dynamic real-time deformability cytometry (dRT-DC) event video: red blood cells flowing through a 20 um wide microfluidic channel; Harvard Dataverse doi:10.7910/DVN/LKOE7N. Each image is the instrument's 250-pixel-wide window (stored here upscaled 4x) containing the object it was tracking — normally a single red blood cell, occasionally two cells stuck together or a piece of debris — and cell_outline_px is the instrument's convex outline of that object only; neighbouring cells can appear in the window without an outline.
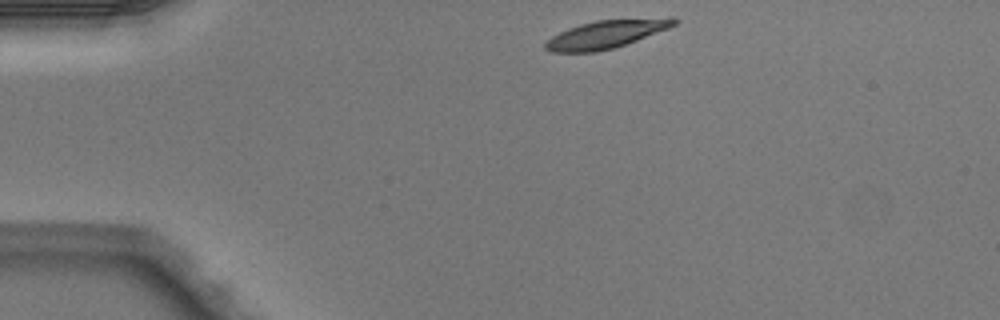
{"species": "Egyptian fruit bat (a non-hibernating species)", "species_latin": "Rousettus aegyptiacus", "temperature_condition": "warm", "stored_images_in_passage": 41, "camera_frame_rate_fps": 3000, "um_per_image_px": 0.085, "animal": {"sex": "male"}, "frame": {"image": 1, "passage_image": 1, "time_ms": 0.0, "image_size_px": [1000, 320], "cell_outline_px": [[680, 20], [676, 24], [668, 28], [636, 40], [612, 48], [596, 52], [548, 52], [544, 48], [544, 44], [552, 36], [568, 28], [580, 24], [596, 20], [672, 16], [676, 16]], "centroid_in_image_um": [51.57, 2.88], "position_along_channel_um": 33.4, "area_um2": 21.21}}
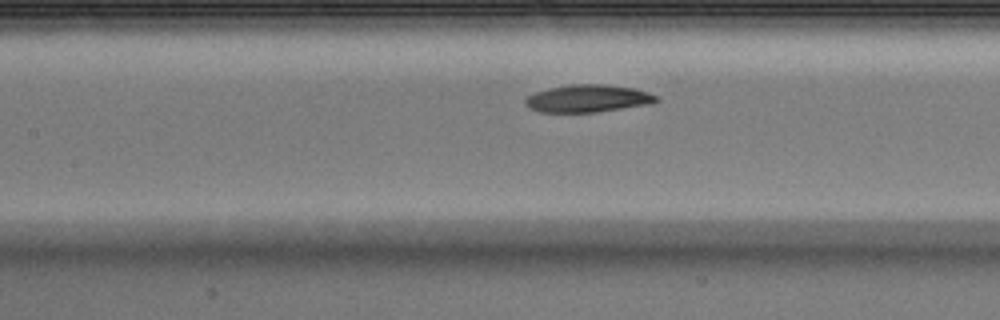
{"frame": {"image": 2, "passage_image": 14, "time_ms": 4.333, "image_size_px": [1000, 320], "cell_outline_px": [[660, 100], [652, 104], [596, 112], [540, 112], [524, 104], [524, 100], [528, 96], [536, 92], [548, 88], [568, 84], [604, 84], [632, 88], [648, 92], [660, 96]], "centroid_in_image_um": [50.01, 8.37], "position_along_channel_um": 157.4, "area_um2": 21.1}}
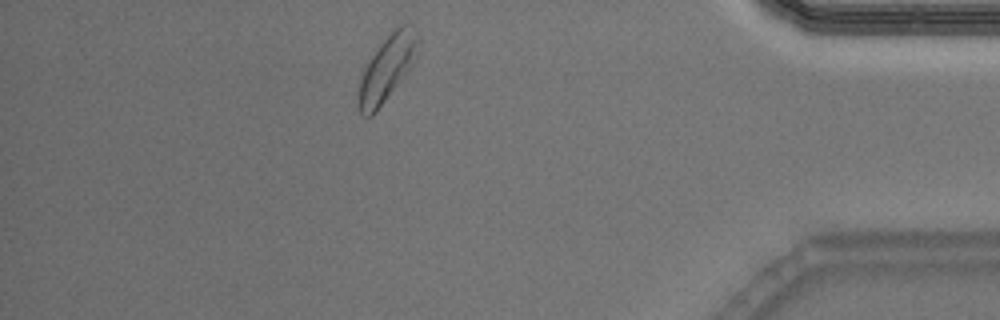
{"frame": {"image": 3, "passage_image": 35, "time_ms": 11.333, "image_size_px": [1000, 320], "cell_outline_px": [[420, 36], [416, 56], [412, 64], [376, 112], [372, 116], [360, 116], [356, 104], [360, 80], [364, 68], [376, 48], [400, 24], [412, 24]], "centroid_in_image_um": [32.87, 5.81], "position_along_channel_um": 402.3, "area_um2": 22.6}, "authors_computed_cell_mechanics": {"area_um2": 21.5016, "velocity_mm_per_s": 4.0418, "shape_relaxation_time_tau1_ms": 2.5047, "shape_relaxation_time_tau2_ms": 2.7216, "deformation_change_tau1": 0.1252, "deformation_change_tau2": 0.0863}}